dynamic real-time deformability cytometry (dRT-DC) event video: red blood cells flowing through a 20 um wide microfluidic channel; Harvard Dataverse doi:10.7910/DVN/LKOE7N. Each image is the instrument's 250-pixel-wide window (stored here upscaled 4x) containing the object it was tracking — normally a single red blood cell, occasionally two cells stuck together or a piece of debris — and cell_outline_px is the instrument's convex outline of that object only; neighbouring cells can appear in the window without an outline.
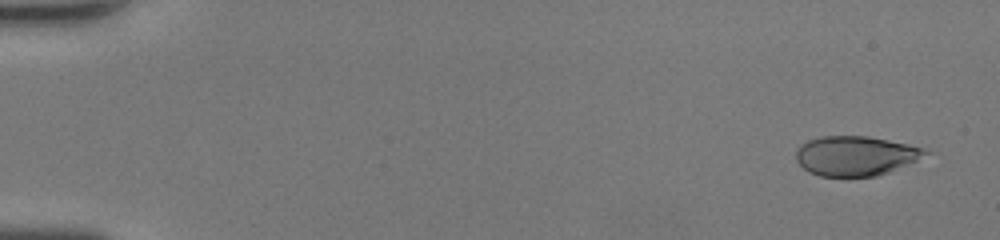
{"species": "human", "species_latin": "Homo sapiens", "temperature_condition": "room temperature", "stored_images_in_passage": 47, "camera_frame_rate_fps": 3000, "um_per_image_px": 0.085, "donor": {"sex": "female"}, "frame": {"image": 1, "passage_image": 1, "time_ms": 0.0, "image_size_px": [1000, 240], "cell_outline_px": [[932, 152], [916, 160], [888, 172], [876, 176], [820, 176], [808, 172], [796, 160], [796, 148], [808, 140], [820, 136], [868, 136], [908, 144], [924, 148]], "centroid_in_image_um": [72.7, 13.23], "position_along_channel_um": 12.3, "area_um2": 29.77}}
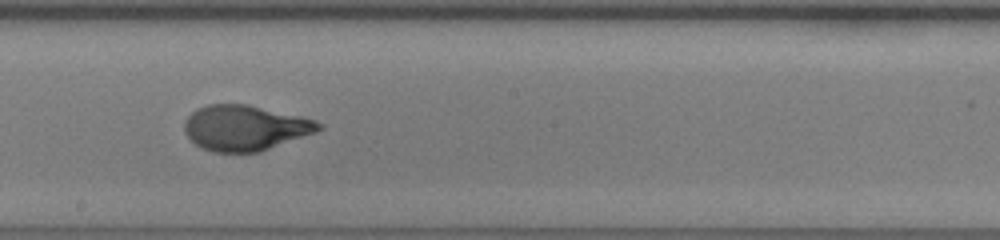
{"frame": {"image": 2, "passage_image": 27, "time_ms": 8.667, "image_size_px": [1000, 240], "cell_outline_px": [[324, 128], [316, 132], [260, 152], [212, 152], [200, 148], [184, 132], [184, 124], [188, 116], [196, 108], [208, 104], [244, 104], [300, 116], [316, 120], [324, 124]], "centroid_in_image_um": [20.83, 10.87], "position_along_channel_um": 227.4, "area_um2": 35.49}}
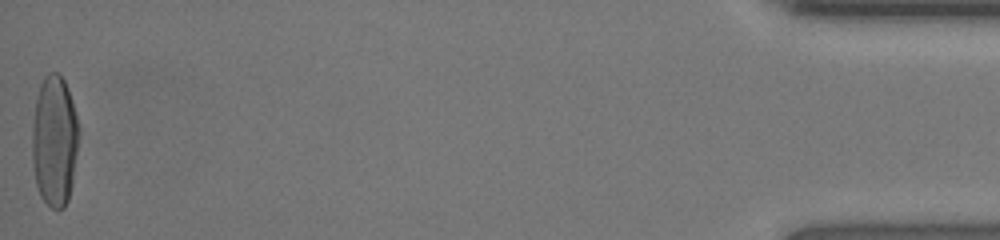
{"frame": {"image": 3, "passage_image": 47, "time_ms": 15.333, "image_size_px": [1000, 240], "cell_outline_px": [[80, 132], [72, 184], [68, 200], [64, 208], [52, 208], [40, 196], [36, 184], [32, 164], [32, 124], [36, 100], [40, 84], [44, 76], [48, 72], [56, 72], [64, 80], [68, 88], [72, 100], [80, 128]], "centroid_in_image_um": [4.63, 11.96], "position_along_channel_um": 430.6, "area_um2": 36.01}, "authors_computed_cell_mechanics": {"area_um2": 34.6222, "velocity_mm_per_s": 4.402, "shape_relaxation_time_tau1_ms": 3.6849, "shape_relaxation_time_tau2_ms": null, "deformation_change_tau1": 0.2272, "deformation_change_tau2": null}}